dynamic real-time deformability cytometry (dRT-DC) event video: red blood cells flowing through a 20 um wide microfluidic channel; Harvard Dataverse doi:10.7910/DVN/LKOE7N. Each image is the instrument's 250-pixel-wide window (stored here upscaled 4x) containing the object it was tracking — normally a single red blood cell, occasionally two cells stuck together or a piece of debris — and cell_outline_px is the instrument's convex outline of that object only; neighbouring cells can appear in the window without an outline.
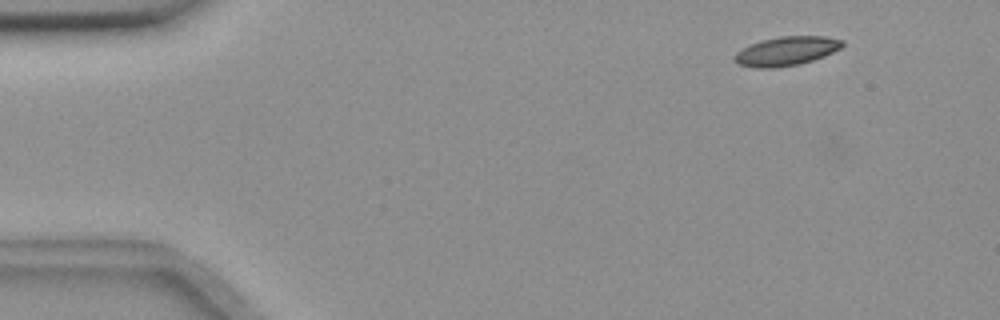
{"species": "common noctule bat (a hibernating species)", "species_latin": "Nyctalus noctula", "temperature_condition": "room temperature", "stored_images_in_passage": 12, "camera_frame_rate_fps": 3000, "um_per_image_px": 0.085, "animal": {"sex": "female", "body_mass_g": 18.4}, "frame": {"image": 1, "passage_image": 6, "time_ms": 1.667, "image_size_px": [1000, 320], "cell_outline_px": [[844, 44], [840, 48], [824, 56], [800, 64], [776, 68], [756, 68], [736, 64], [736, 52], [760, 40], [780, 36], [824, 36], [844, 40]], "centroid_in_image_um": [66.86, 4.34], "position_along_channel_um": 18.1, "area_um2": 18.15}}